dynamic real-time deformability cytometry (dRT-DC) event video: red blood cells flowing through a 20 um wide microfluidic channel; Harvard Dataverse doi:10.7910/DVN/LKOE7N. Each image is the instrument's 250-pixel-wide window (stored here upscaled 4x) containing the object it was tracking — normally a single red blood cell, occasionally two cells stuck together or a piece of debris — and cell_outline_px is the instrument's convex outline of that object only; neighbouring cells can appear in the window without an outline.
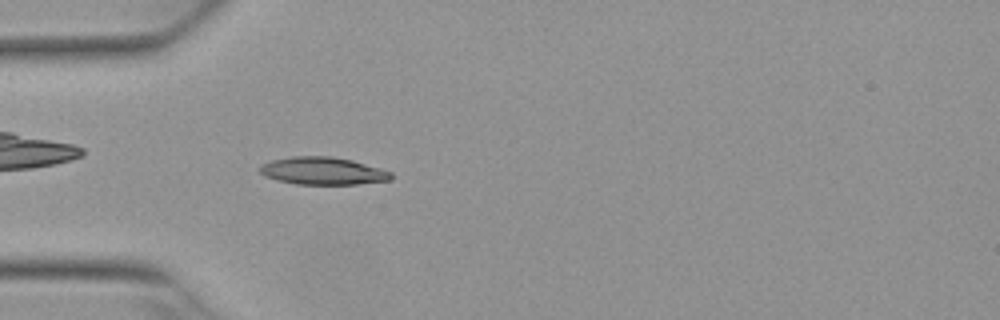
{"species": "Egyptian fruit bat (a non-hibernating species)", "species_latin": "Rousettus aegyptiacus", "temperature_condition": "warm", "stored_images_in_passage": 40, "camera_frame_rate_fps": 3000, "um_per_image_px": 0.085, "animal": {"sex": "female"}, "frame": {"image": 1, "passage_image": 3, "time_ms": 0.667, "image_size_px": [1000, 320], "cell_outline_px": [[392, 180], [356, 184], [296, 184], [276, 180], [264, 176], [260, 172], [260, 164], [272, 160], [292, 156], [332, 156], [352, 160], [380, 168], [392, 172]], "centroid_in_image_um": [27.43, 14.52], "position_along_channel_um": 57.6, "area_um2": 21.15}}
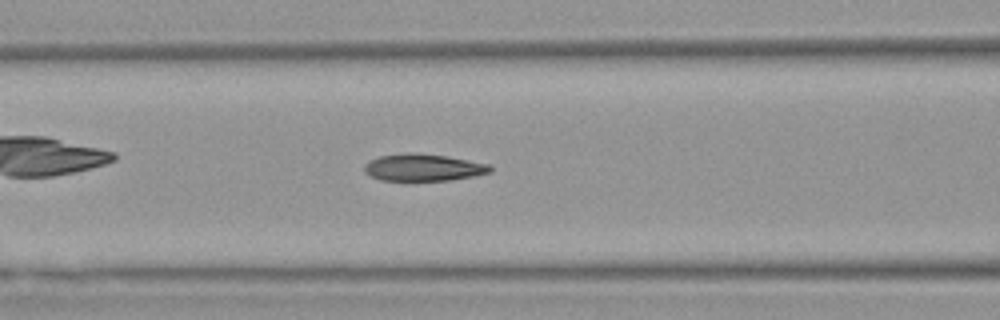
{"frame": {"image": 2, "passage_image": 9, "time_ms": 2.667, "image_size_px": [1000, 320], "cell_outline_px": [[492, 172], [472, 176], [448, 180], [380, 180], [364, 172], [364, 164], [368, 160], [380, 156], [408, 152], [416, 152], [448, 156], [488, 164], [492, 168]], "centroid_in_image_um": [35.95, 14.22], "position_along_channel_um": 130.7, "area_um2": 19.83}}
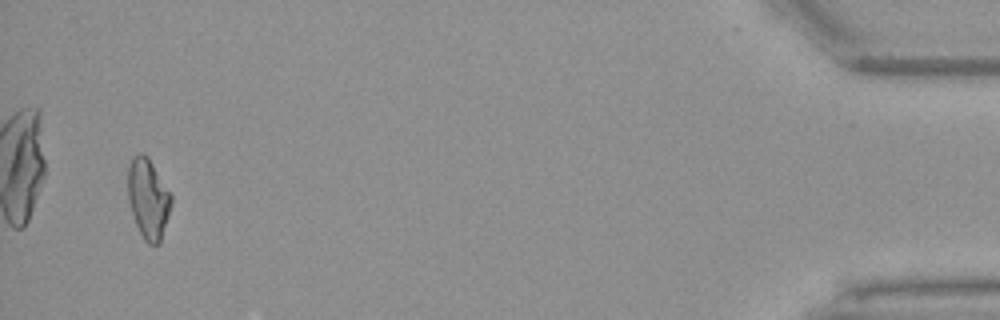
{"frame": {"image": 3, "passage_image": 38, "time_ms": 12.333, "image_size_px": [1000, 320], "cell_outline_px": [[172, 204], [160, 244], [148, 244], [144, 240], [136, 224], [128, 200], [128, 168], [132, 156], [136, 152], [140, 152], [148, 156], [172, 196]], "centroid_in_image_um": [12.59, 16.87], "position_along_channel_um": 422.6, "area_um2": 20.29}, "authors_computed_cell_mechanics": {"area_um2": 19.9988, "velocity_mm_per_s": 3.8744, "shape_relaxation_time_tau1_ms": null, "shape_relaxation_time_tau2_ms": 2.1087, "deformation_change_tau1": null, "deformation_change_tau2": 0.0968}}